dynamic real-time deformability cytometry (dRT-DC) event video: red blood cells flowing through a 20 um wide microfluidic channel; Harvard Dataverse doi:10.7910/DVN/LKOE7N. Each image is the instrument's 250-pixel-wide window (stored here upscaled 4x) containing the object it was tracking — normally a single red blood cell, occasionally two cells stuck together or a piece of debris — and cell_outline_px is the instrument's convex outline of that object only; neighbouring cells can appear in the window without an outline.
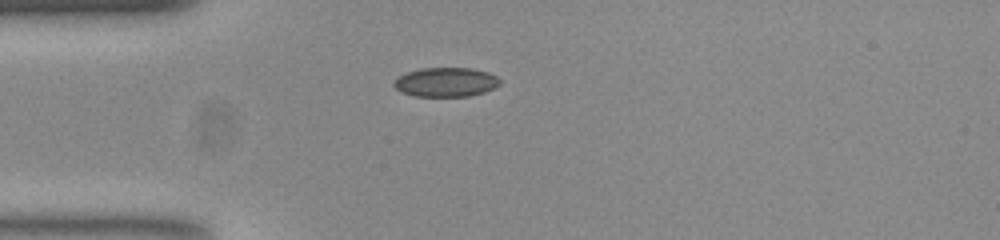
{"species": "common noctule bat (a hibernating species)", "species_latin": "Nyctalus noctula", "temperature_condition": "room temperature", "stored_images_in_passage": 40, "camera_frame_rate_fps": 3000, "um_per_image_px": 0.085, "animal": {"sex": "female", "body_mass_g": 23.0, "forearm_length_mm": 53.4}, "frame": {"image": 1, "passage_image": 1, "time_ms": 0.0, "image_size_px": [1000, 240], "cell_outline_px": [[500, 84], [484, 92], [468, 96], [412, 96], [400, 92], [392, 84], [400, 76], [408, 72], [420, 68], [472, 68], [488, 72], [496, 76], [500, 80]], "centroid_in_image_um": [37.89, 6.98], "position_along_channel_um": 47.1, "area_um2": 17.98}}
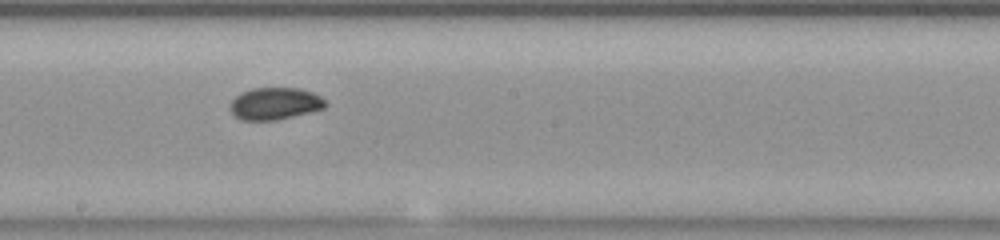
{"frame": {"image": 2, "passage_image": 16, "time_ms": 5.0, "image_size_px": [1000, 240], "cell_outline_px": [[328, 104], [324, 108], [312, 112], [276, 120], [240, 120], [232, 112], [232, 100], [240, 92], [252, 88], [300, 88], [312, 92], [320, 96]], "centroid_in_image_um": [23.4, 8.8], "position_along_channel_um": 224.8, "area_um2": 17.8}}
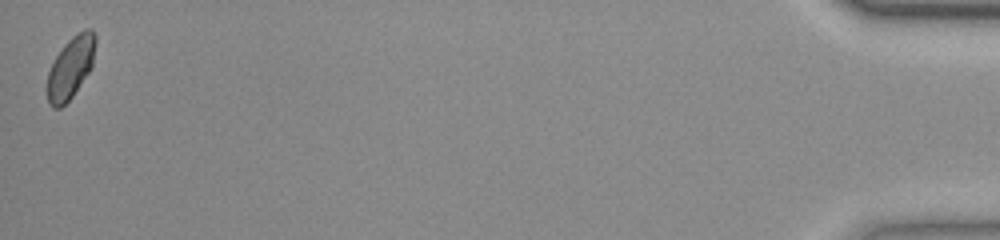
{"frame": {"image": 3, "passage_image": 40, "time_ms": 13.0, "image_size_px": [1000, 240], "cell_outline_px": [[96, 40], [92, 68], [72, 96], [60, 108], [52, 108], [48, 104], [48, 72], [56, 56], [64, 44], [76, 32], [84, 28], [92, 28], [96, 36]], "centroid_in_image_um": [6.03, 5.7], "position_along_channel_um": 429.2, "area_um2": 17.4}, "authors_computed_cell_mechanics": {"area_um2": 17.7157, "velocity_mm_per_s": 3.8039, "shape_relaxation_time_tau1_ms": 6.2242, "shape_relaxation_time_tau2_ms": null, "deformation_change_tau1": 0.1183, "deformation_change_tau2": null}}